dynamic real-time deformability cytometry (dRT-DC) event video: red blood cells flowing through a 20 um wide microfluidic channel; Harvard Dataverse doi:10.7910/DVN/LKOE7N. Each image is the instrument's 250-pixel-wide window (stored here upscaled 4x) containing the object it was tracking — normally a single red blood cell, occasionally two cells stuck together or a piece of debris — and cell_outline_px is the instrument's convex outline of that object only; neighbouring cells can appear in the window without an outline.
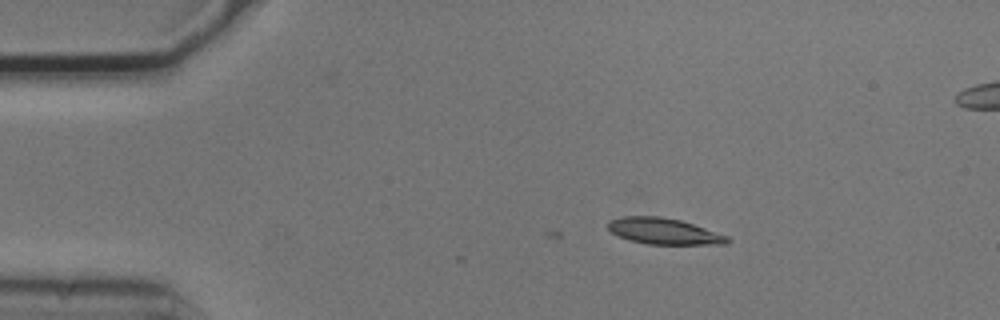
{"species": "common noctule bat (a hibernating species)", "species_latin": "Nyctalus noctula", "temperature_condition": "cold", "stored_images_in_passage": 4, "camera_frame_rate_fps": 3000, "um_per_image_px": 0.085, "animal": {"sex": "male", "body_mass_g": 20.5, "forearm_length_mm": 52.5}, "frame": {"image": 1, "passage_image": 1, "time_ms": 0.0, "image_size_px": [1000, 320], "cell_outline_px": [[732, 240], [728, 244], [648, 244], [628, 240], [612, 232], [608, 228], [608, 220], [624, 216], [660, 216], [680, 220], [728, 236]], "centroid_in_image_um": [56.43, 19.65], "position_along_channel_um": 28.6, "area_um2": 18.09}}